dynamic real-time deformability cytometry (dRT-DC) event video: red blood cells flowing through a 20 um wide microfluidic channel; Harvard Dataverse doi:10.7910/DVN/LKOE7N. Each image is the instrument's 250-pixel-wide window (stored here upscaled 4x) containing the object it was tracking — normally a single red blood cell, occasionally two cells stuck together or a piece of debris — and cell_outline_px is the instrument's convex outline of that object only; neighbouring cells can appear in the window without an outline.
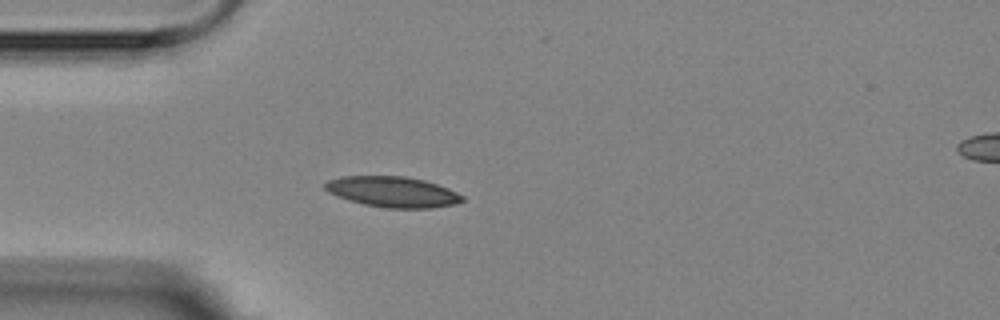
{"species": "Egyptian fruit bat (a non-hibernating species)", "species_latin": "Rousettus aegyptiacus", "temperature_condition": "room temperature", "stored_images_in_passage": 4, "segment_of_instrument_passage": [1, 2], "camera_frame_rate_fps": 3000, "um_per_image_px": 0.085, "animal": {"sex": "female"}, "frame": {"image": 1, "passage_image": 3, "time_ms": 2.333, "image_size_px": [1000, 320], "cell_outline_px": [[464, 200], [456, 204], [432, 208], [388, 208], [364, 204], [348, 200], [328, 192], [324, 188], [324, 184], [328, 180], [340, 176], [404, 176], [424, 180], [448, 188], [464, 196]], "centroid_in_image_um": [33.37, 16.3], "position_along_channel_um": 51.6, "area_um2": 24.51}}